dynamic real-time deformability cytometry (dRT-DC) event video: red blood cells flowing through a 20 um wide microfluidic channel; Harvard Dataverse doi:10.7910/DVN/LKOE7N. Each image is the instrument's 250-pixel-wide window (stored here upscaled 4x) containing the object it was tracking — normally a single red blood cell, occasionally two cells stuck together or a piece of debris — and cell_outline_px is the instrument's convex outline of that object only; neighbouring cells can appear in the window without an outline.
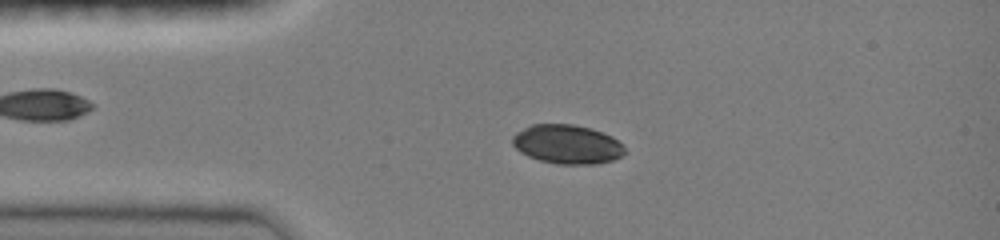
{"species": "common noctule bat (a hibernating species)", "species_latin": "Nyctalus noctula", "temperature_condition": "room temperature", "stored_images_in_passage": 19, "camera_frame_rate_fps": 3000, "um_per_image_px": 0.085, "animal": {"sex": "female", "body_mass_g": 19.0, "forearm_length_mm": 51.5}, "frame": {"image": 1, "passage_image": 8, "time_ms": 2.333, "image_size_px": [1000, 240], "cell_outline_px": [[628, 152], [612, 160], [596, 164], [556, 164], [540, 160], [528, 156], [520, 152], [512, 144], [512, 136], [516, 132], [532, 124], [572, 124], [592, 128], [612, 136], [624, 144]], "centroid_in_image_um": [48.24, 12.26], "position_along_channel_um": 36.8, "area_um2": 25.84}}
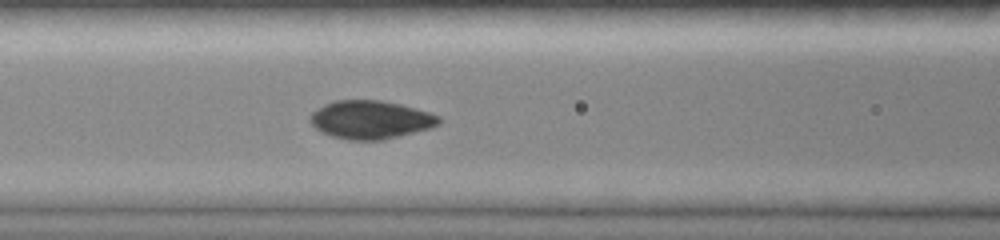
{"frame": {"image": 2, "passage_image": 16, "time_ms": 5.0, "image_size_px": [1000, 240], "cell_outline_px": [[444, 120], [440, 124], [428, 128], [384, 140], [348, 140], [332, 136], [320, 132], [308, 120], [308, 116], [316, 108], [332, 100], [380, 100], [400, 104], [416, 108], [440, 116]], "centroid_in_image_um": [31.47, 10.17], "position_along_channel_um": 135.1, "area_um2": 28.96}}
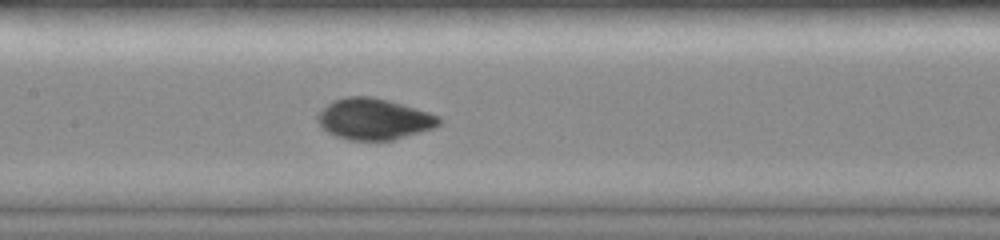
{"frame": {"image": 3, "passage_image": 19, "time_ms": 6.0, "image_size_px": [1000, 240], "cell_outline_px": [[444, 120], [440, 124], [432, 128], [392, 140], [348, 140], [336, 136], [328, 132], [316, 120], [316, 116], [332, 100], [344, 96], [372, 96], [388, 100], [416, 108], [440, 116]], "centroid_in_image_um": [31.78, 10.1], "position_along_channel_um": 175.6, "area_um2": 29.07}}